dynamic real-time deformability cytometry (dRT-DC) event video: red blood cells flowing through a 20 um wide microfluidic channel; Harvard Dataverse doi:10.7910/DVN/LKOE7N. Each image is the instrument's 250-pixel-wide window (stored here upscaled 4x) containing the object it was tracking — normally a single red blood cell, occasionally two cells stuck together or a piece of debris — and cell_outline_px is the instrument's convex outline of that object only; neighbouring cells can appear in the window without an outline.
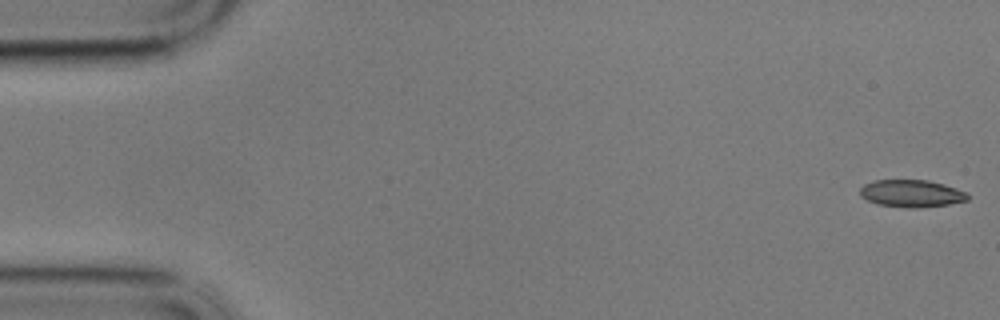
{"species": "common noctule bat (a hibernating species)", "species_latin": "Nyctalus noctula", "temperature_condition": "cold", "stored_images_in_passage": 58, "camera_frame_rate_fps": 3000, "um_per_image_px": 0.085, "animal": {"sex": "male", "body_mass_g": 17.9}, "frame": {"image": 1, "passage_image": 1, "time_ms": 0.0, "image_size_px": [1000, 320], "cell_outline_px": [[968, 200], [948, 204], [916, 208], [908, 208], [876, 204], [860, 196], [860, 188], [864, 184], [872, 180], [928, 180], [944, 184], [968, 192]], "centroid_in_image_um": [77.46, 16.44], "position_along_channel_um": 7.5, "area_um2": 17.22}}
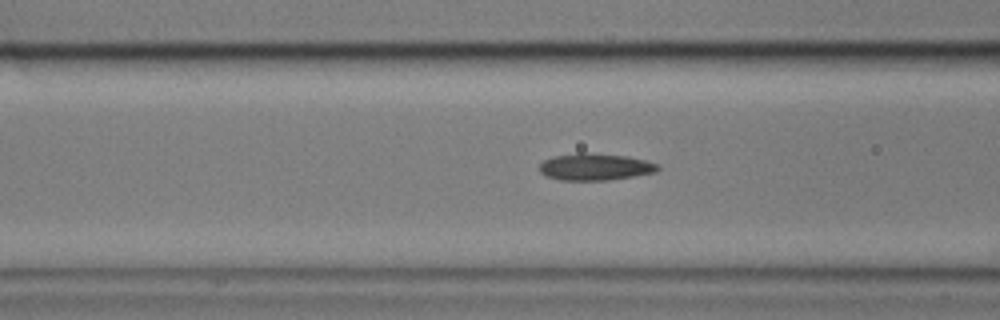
{"frame": {"image": 2, "passage_image": 22, "time_ms": 7.0, "image_size_px": [1000, 320], "cell_outline_px": [[660, 168], [656, 172], [608, 180], [560, 180], [548, 176], [540, 172], [540, 164], [544, 160], [552, 156], [580, 152], [584, 152], [628, 156], [644, 160], [656, 164]], "centroid_in_image_um": [50.56, 14.17], "position_along_channel_um": 116.0, "area_um2": 18.44}}
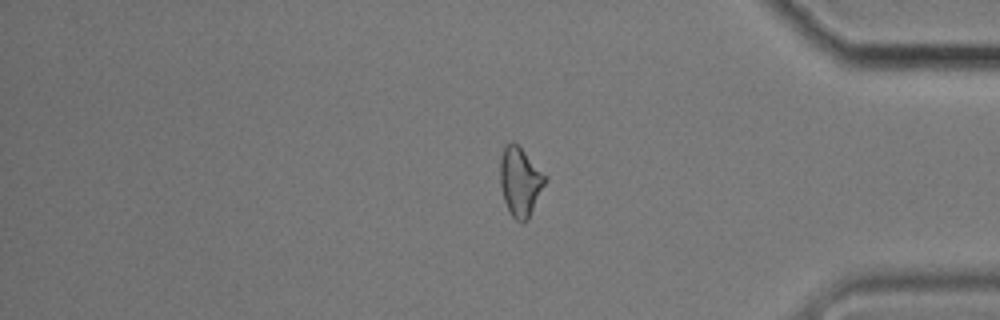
{"frame": {"image": 3, "passage_image": 48, "time_ms": 15.667, "image_size_px": [1000, 320], "cell_outline_px": [[544, 184], [528, 220], [516, 220], [512, 216], [504, 200], [500, 184], [500, 156], [504, 144], [512, 140], [524, 152], [544, 176]], "centroid_in_image_um": [44.14, 15.41], "position_along_channel_um": 391.1, "area_um2": 17.4}, "authors_computed_cell_mechanics": {"area_um2": 17.7735, "velocity_mm_per_s": 3.4399, "shape_relaxation_time_tau1_ms": null, "shape_relaxation_time_tau2_ms": 4.5642, "deformation_change_tau1": null, "deformation_change_tau2": 0.1045}}